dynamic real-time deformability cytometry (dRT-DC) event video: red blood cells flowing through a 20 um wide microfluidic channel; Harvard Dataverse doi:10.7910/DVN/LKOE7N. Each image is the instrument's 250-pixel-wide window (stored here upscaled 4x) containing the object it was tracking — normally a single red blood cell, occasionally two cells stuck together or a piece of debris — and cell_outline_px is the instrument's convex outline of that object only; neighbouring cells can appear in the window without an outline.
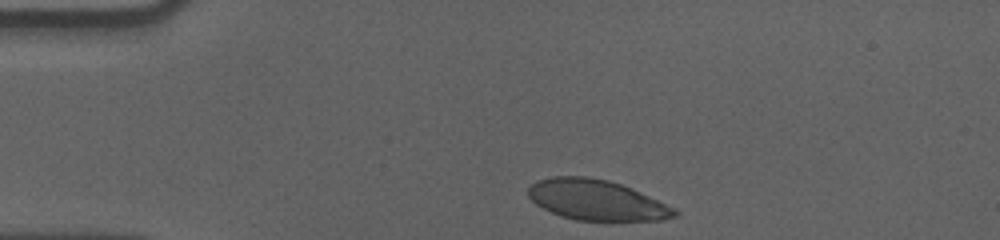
{"species": "human", "species_latin": "Homo sapiens", "temperature_condition": "cold", "stored_images_in_passage": 37, "camera_frame_rate_fps": 3000, "um_per_image_px": 0.085, "donor": {"sex": "male"}, "frame": {"image": 1, "passage_image": 1, "time_ms": 0.0, "image_size_px": [1000, 240], "cell_outline_px": [[680, 212], [676, 216], [660, 220], [576, 220], [560, 216], [536, 204], [528, 196], [528, 188], [536, 180], [552, 176], [588, 176], [608, 180], [620, 184], [676, 208]], "centroid_in_image_um": [50.68, 16.99], "position_along_channel_um": 34.3, "area_um2": 34.22}}
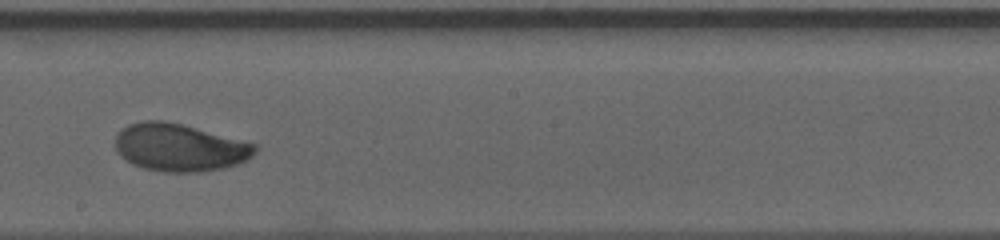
{"frame": {"image": 2, "passage_image": 22, "time_ms": 7.0, "image_size_px": [1000, 240], "cell_outline_px": [[260, 148], [248, 160], [224, 168], [200, 172], [160, 172], [144, 168], [132, 164], [120, 156], [116, 148], [116, 132], [120, 128], [128, 124], [144, 120], [164, 120], [180, 124], [256, 144]], "centroid_in_image_um": [15.24, 12.54], "position_along_channel_um": 233.0, "area_um2": 38.9}}
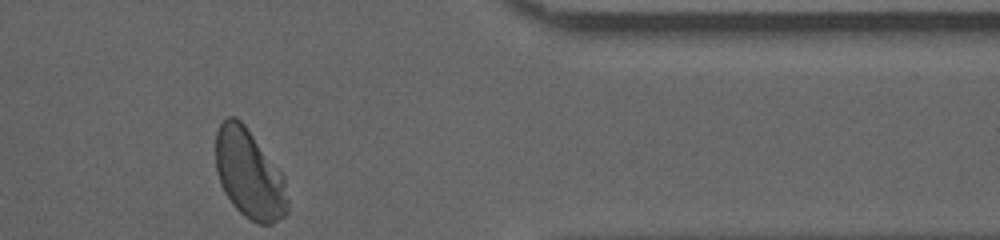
{"frame": {"image": 3, "passage_image": 37, "time_ms": 12.0, "image_size_px": [1000, 240], "cell_outline_px": [[288, 212], [284, 216], [272, 224], [260, 224], [244, 216], [232, 204], [224, 192], [220, 184], [216, 172], [216, 132], [220, 124], [228, 116], [236, 116], [244, 124], [284, 176], [288, 200]], "centroid_in_image_um": [21.18, 14.81], "position_along_channel_um": 390.2, "area_um2": 37.28}, "authors_computed_cell_mechanics": {"area_um2": 38.0902, "velocity_mm_per_s": 3.527, "shape_relaxation_time_tau1_ms": 3.5016, "shape_relaxation_time_tau2_ms": 0.9949, "deformation_change_tau1": 0.1298, "deformation_change_tau2": 0.0386}}